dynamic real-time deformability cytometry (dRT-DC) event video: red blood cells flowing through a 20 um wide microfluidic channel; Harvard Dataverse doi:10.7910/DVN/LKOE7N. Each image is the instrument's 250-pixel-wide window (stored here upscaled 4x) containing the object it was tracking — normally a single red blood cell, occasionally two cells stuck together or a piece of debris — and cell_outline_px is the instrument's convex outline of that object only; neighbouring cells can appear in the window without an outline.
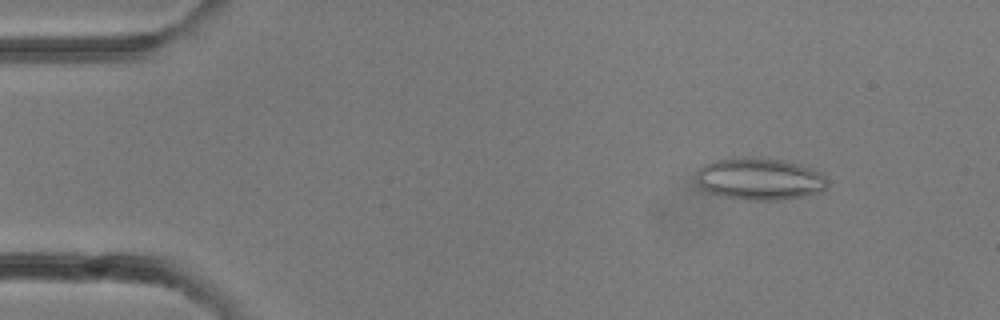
{"species": "common noctule bat (a hibernating species)", "species_latin": "Nyctalus noctula", "temperature_condition": "room temperature", "stored_images_in_passage": 32, "camera_frame_rate_fps": 3000, "um_per_image_px": 0.085, "animal": {"sex": "female"}, "frame": {"image": 1, "passage_image": 4, "time_ms": 1.0, "image_size_px": [1000, 320], "cell_outline_px": [[828, 184], [820, 192], [804, 196], [780, 200], [748, 200], [720, 196], [708, 192], [700, 188], [696, 180], [696, 172], [704, 164], [712, 160], [744, 156], [748, 156], [780, 160], [800, 164], [812, 168], [820, 172], [828, 180]], "centroid_in_image_um": [64.53, 15.2], "position_along_channel_um": 20.5, "area_um2": 32.6}}
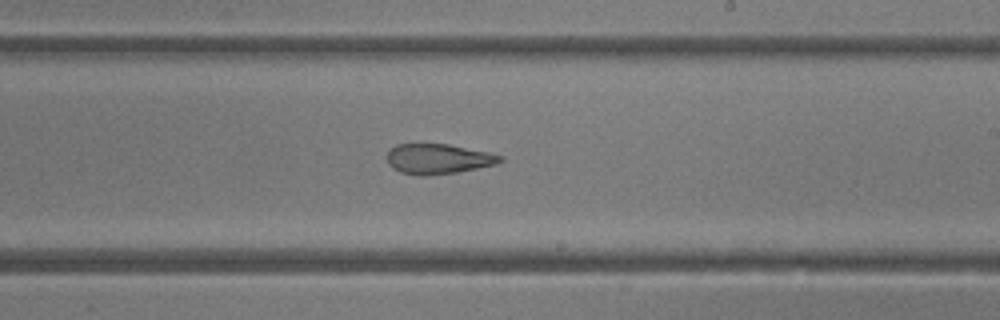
{"frame": {"image": 2, "passage_image": 19, "time_ms": 6.0, "image_size_px": [1000, 320], "cell_outline_px": [[504, 160], [496, 164], [456, 172], [420, 176], [400, 172], [392, 168], [388, 164], [388, 152], [396, 144], [448, 144], [488, 152], [504, 156]], "centroid_in_image_um": [37.25, 13.5], "position_along_channel_um": 251.8, "area_um2": 19.71}}
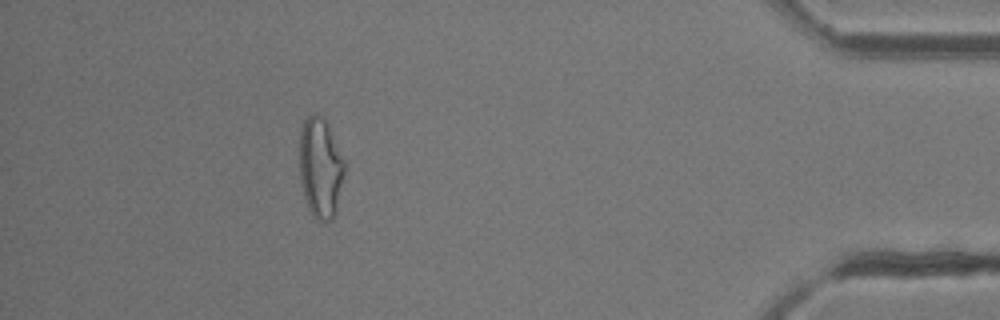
{"frame": {"image": 3, "passage_image": 29, "time_ms": 9.333, "image_size_px": [1000, 320], "cell_outline_px": [[344, 172], [336, 212], [332, 220], [324, 224], [316, 220], [312, 216], [308, 208], [304, 196], [300, 180], [300, 132], [304, 120], [308, 116], [316, 112], [328, 124], [344, 160]], "centroid_in_image_um": [27.23, 14.31], "position_along_channel_um": 408.0, "area_um2": 26.41}}